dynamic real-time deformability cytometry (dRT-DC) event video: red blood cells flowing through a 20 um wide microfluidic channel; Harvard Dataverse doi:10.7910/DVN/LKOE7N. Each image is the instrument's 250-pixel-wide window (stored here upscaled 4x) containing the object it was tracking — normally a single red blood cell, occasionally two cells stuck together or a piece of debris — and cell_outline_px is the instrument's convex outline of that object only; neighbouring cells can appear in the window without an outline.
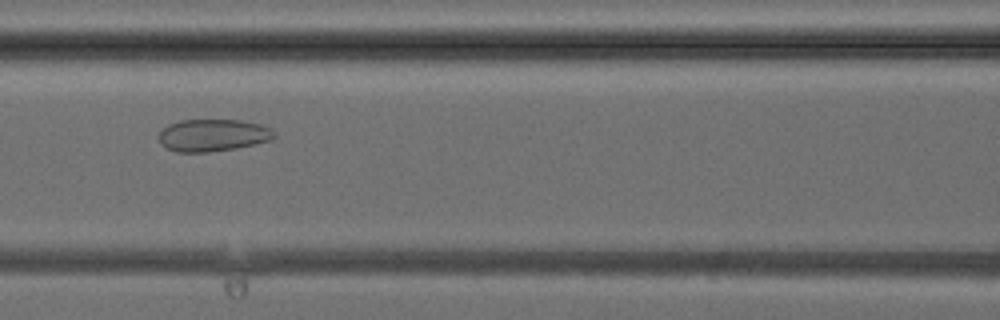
{"species": "common noctule bat (a hibernating species)", "species_latin": "Nyctalus noctula", "temperature_condition": "cold", "stored_images_in_passage": 42, "camera_frame_rate_fps": 3000, "um_per_image_px": 0.085, "animal": {"sex": "female", "body_mass_g": 24.6, "forearm_length_mm": 56.2}, "frame": {"image": 1, "passage_image": 19, "time_ms": 6.0, "image_size_px": [1000, 320], "cell_outline_px": [[276, 136], [272, 140], [236, 148], [208, 152], [176, 152], [160, 144], [156, 136], [168, 124], [180, 120], [240, 120], [260, 124], [272, 128]], "centroid_in_image_um": [18.08, 11.49], "position_along_channel_um": 148.5, "area_um2": 21.85}}
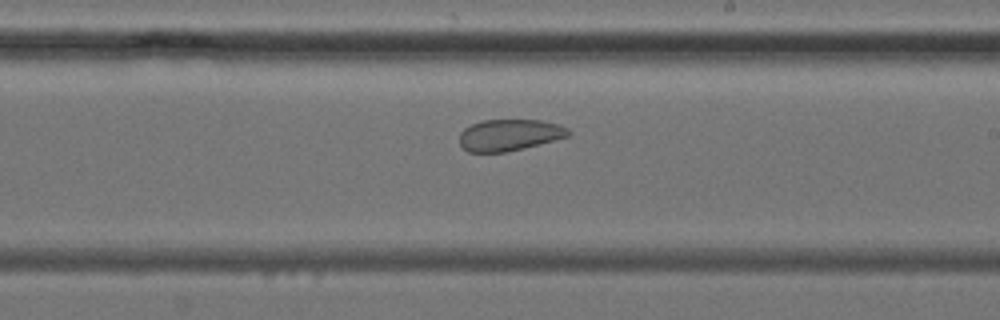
{"frame": {"image": 2, "passage_image": 25, "time_ms": 8.0, "image_size_px": [1000, 320], "cell_outline_px": [[572, 132], [568, 136], [524, 148], [508, 152], [468, 152], [460, 144], [460, 132], [464, 128], [472, 124], [484, 120], [540, 120], [560, 124], [568, 128]], "centroid_in_image_um": [43.31, 11.47], "position_along_channel_um": 245.7, "area_um2": 20.0}}
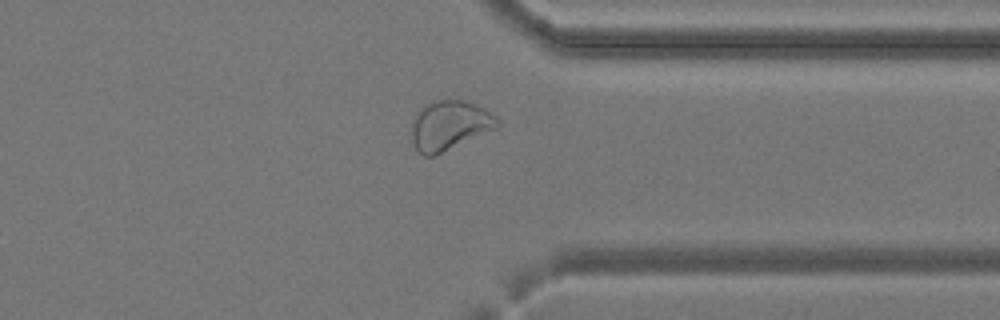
{"frame": {"image": 3, "passage_image": 33, "time_ms": 10.667, "image_size_px": [1000, 320], "cell_outline_px": [[500, 124], [496, 128], [436, 156], [424, 156], [416, 148], [412, 140], [412, 124], [416, 116], [424, 104], [436, 100], [464, 100], [484, 108], [496, 116], [500, 120]], "centroid_in_image_um": [38.23, 10.66], "position_along_channel_um": 373.2, "area_um2": 24.62}}